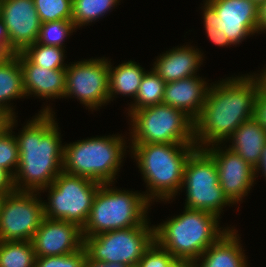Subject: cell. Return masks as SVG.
<instances>
[{"label":"cell","mask_w":266,"mask_h":267,"mask_svg":"<svg viewBox=\"0 0 266 267\" xmlns=\"http://www.w3.org/2000/svg\"><path fill=\"white\" fill-rule=\"evenodd\" d=\"M249 74L210 83L201 112L194 120L197 148L225 144L243 122L254 117L259 82Z\"/></svg>","instance_id":"6da1fadb"},{"label":"cell","mask_w":266,"mask_h":267,"mask_svg":"<svg viewBox=\"0 0 266 267\" xmlns=\"http://www.w3.org/2000/svg\"><path fill=\"white\" fill-rule=\"evenodd\" d=\"M50 107H42L19 135H14L19 150V164L13 177L17 191L39 192L62 172L64 145Z\"/></svg>","instance_id":"7a4b0ae2"},{"label":"cell","mask_w":266,"mask_h":267,"mask_svg":"<svg viewBox=\"0 0 266 267\" xmlns=\"http://www.w3.org/2000/svg\"><path fill=\"white\" fill-rule=\"evenodd\" d=\"M129 146L128 152L136 160L148 187V191L142 192L144 196L151 203L154 200L166 203L175 199L177 193L182 192L185 163L197 148L196 144L148 143Z\"/></svg>","instance_id":"3957f363"},{"label":"cell","mask_w":266,"mask_h":267,"mask_svg":"<svg viewBox=\"0 0 266 267\" xmlns=\"http://www.w3.org/2000/svg\"><path fill=\"white\" fill-rule=\"evenodd\" d=\"M183 210V214L154 225V238L174 258L194 262L230 227L221 228L220 218L212 213L186 207Z\"/></svg>","instance_id":"277c9868"},{"label":"cell","mask_w":266,"mask_h":267,"mask_svg":"<svg viewBox=\"0 0 266 267\" xmlns=\"http://www.w3.org/2000/svg\"><path fill=\"white\" fill-rule=\"evenodd\" d=\"M127 146L121 135H108L77 140L64 145L62 171L83 176L99 183H112L117 179Z\"/></svg>","instance_id":"5b68a950"},{"label":"cell","mask_w":266,"mask_h":267,"mask_svg":"<svg viewBox=\"0 0 266 267\" xmlns=\"http://www.w3.org/2000/svg\"><path fill=\"white\" fill-rule=\"evenodd\" d=\"M110 186L112 183H101L82 228L83 236L150 225L147 215L151 202L143 193Z\"/></svg>","instance_id":"8992f818"},{"label":"cell","mask_w":266,"mask_h":267,"mask_svg":"<svg viewBox=\"0 0 266 267\" xmlns=\"http://www.w3.org/2000/svg\"><path fill=\"white\" fill-rule=\"evenodd\" d=\"M128 116L132 128L129 144H195L194 120L172 106L160 103Z\"/></svg>","instance_id":"52a82bcc"},{"label":"cell","mask_w":266,"mask_h":267,"mask_svg":"<svg viewBox=\"0 0 266 267\" xmlns=\"http://www.w3.org/2000/svg\"><path fill=\"white\" fill-rule=\"evenodd\" d=\"M100 185L90 178L62 171L49 186L40 191L48 190L49 193L48 202L43 201L44 216L74 223L82 229Z\"/></svg>","instance_id":"ba28073f"},{"label":"cell","mask_w":266,"mask_h":267,"mask_svg":"<svg viewBox=\"0 0 266 267\" xmlns=\"http://www.w3.org/2000/svg\"><path fill=\"white\" fill-rule=\"evenodd\" d=\"M183 188L186 208L209 212L221 219L223 208L233 205L219 185L214 159L204 149L196 148L187 158Z\"/></svg>","instance_id":"9c48e42d"},{"label":"cell","mask_w":266,"mask_h":267,"mask_svg":"<svg viewBox=\"0 0 266 267\" xmlns=\"http://www.w3.org/2000/svg\"><path fill=\"white\" fill-rule=\"evenodd\" d=\"M83 238L84 248L92 260L136 267L155 241L154 225L133 226Z\"/></svg>","instance_id":"30bf717a"},{"label":"cell","mask_w":266,"mask_h":267,"mask_svg":"<svg viewBox=\"0 0 266 267\" xmlns=\"http://www.w3.org/2000/svg\"><path fill=\"white\" fill-rule=\"evenodd\" d=\"M99 58L69 63L66 68L63 98L76 97L92 112L109 103V59Z\"/></svg>","instance_id":"8fae6325"},{"label":"cell","mask_w":266,"mask_h":267,"mask_svg":"<svg viewBox=\"0 0 266 267\" xmlns=\"http://www.w3.org/2000/svg\"><path fill=\"white\" fill-rule=\"evenodd\" d=\"M40 192L9 193L0 211V241H31L44 219ZM39 196V197H38Z\"/></svg>","instance_id":"7c38bea8"},{"label":"cell","mask_w":266,"mask_h":267,"mask_svg":"<svg viewBox=\"0 0 266 267\" xmlns=\"http://www.w3.org/2000/svg\"><path fill=\"white\" fill-rule=\"evenodd\" d=\"M202 6L204 27L224 31L235 45L258 34V8L251 0H205Z\"/></svg>","instance_id":"4fadbf2b"},{"label":"cell","mask_w":266,"mask_h":267,"mask_svg":"<svg viewBox=\"0 0 266 267\" xmlns=\"http://www.w3.org/2000/svg\"><path fill=\"white\" fill-rule=\"evenodd\" d=\"M221 146L222 144H214L204 150L215 161L219 185L223 193L233 205H236L243 202L242 200L250 193L253 184H256V169L227 145L223 144L224 148Z\"/></svg>","instance_id":"5bb4252c"},{"label":"cell","mask_w":266,"mask_h":267,"mask_svg":"<svg viewBox=\"0 0 266 267\" xmlns=\"http://www.w3.org/2000/svg\"><path fill=\"white\" fill-rule=\"evenodd\" d=\"M0 17L9 36V52H22L37 41L41 21L33 0H0Z\"/></svg>","instance_id":"9a60e30c"},{"label":"cell","mask_w":266,"mask_h":267,"mask_svg":"<svg viewBox=\"0 0 266 267\" xmlns=\"http://www.w3.org/2000/svg\"><path fill=\"white\" fill-rule=\"evenodd\" d=\"M36 257L62 256L84 246L82 229L65 220L44 217L31 240Z\"/></svg>","instance_id":"2e32d148"},{"label":"cell","mask_w":266,"mask_h":267,"mask_svg":"<svg viewBox=\"0 0 266 267\" xmlns=\"http://www.w3.org/2000/svg\"><path fill=\"white\" fill-rule=\"evenodd\" d=\"M18 59L23 73V87L26 97L33 95L44 99L64 97L66 68L48 69L33 64L22 52Z\"/></svg>","instance_id":"e0dca14e"},{"label":"cell","mask_w":266,"mask_h":267,"mask_svg":"<svg viewBox=\"0 0 266 267\" xmlns=\"http://www.w3.org/2000/svg\"><path fill=\"white\" fill-rule=\"evenodd\" d=\"M209 88L205 78L198 75L168 82L165 84L162 103L185 112L195 120L201 112Z\"/></svg>","instance_id":"ac0fdd59"},{"label":"cell","mask_w":266,"mask_h":267,"mask_svg":"<svg viewBox=\"0 0 266 267\" xmlns=\"http://www.w3.org/2000/svg\"><path fill=\"white\" fill-rule=\"evenodd\" d=\"M190 45V46H189ZM173 47L156 57L152 69L166 82L195 76L203 64V52L191 44Z\"/></svg>","instance_id":"d6986e66"},{"label":"cell","mask_w":266,"mask_h":267,"mask_svg":"<svg viewBox=\"0 0 266 267\" xmlns=\"http://www.w3.org/2000/svg\"><path fill=\"white\" fill-rule=\"evenodd\" d=\"M237 233L235 228H229L193 263L197 267H249Z\"/></svg>","instance_id":"ffe728a7"},{"label":"cell","mask_w":266,"mask_h":267,"mask_svg":"<svg viewBox=\"0 0 266 267\" xmlns=\"http://www.w3.org/2000/svg\"><path fill=\"white\" fill-rule=\"evenodd\" d=\"M230 140L232 144L228 148L257 169L266 144V129L261 123L255 117L243 122L227 142Z\"/></svg>","instance_id":"44dd1931"},{"label":"cell","mask_w":266,"mask_h":267,"mask_svg":"<svg viewBox=\"0 0 266 267\" xmlns=\"http://www.w3.org/2000/svg\"><path fill=\"white\" fill-rule=\"evenodd\" d=\"M26 97L23 87V73L18 59V53L9 54L0 60V112L11 118L17 117L12 100Z\"/></svg>","instance_id":"7402d4cb"},{"label":"cell","mask_w":266,"mask_h":267,"mask_svg":"<svg viewBox=\"0 0 266 267\" xmlns=\"http://www.w3.org/2000/svg\"><path fill=\"white\" fill-rule=\"evenodd\" d=\"M112 65L109 60V102L116 95L130 96L134 100L146 71L139 63L131 60L116 67Z\"/></svg>","instance_id":"603a6c76"},{"label":"cell","mask_w":266,"mask_h":267,"mask_svg":"<svg viewBox=\"0 0 266 267\" xmlns=\"http://www.w3.org/2000/svg\"><path fill=\"white\" fill-rule=\"evenodd\" d=\"M166 82L153 70H146L138 93L127 109L128 115L141 108L162 103Z\"/></svg>","instance_id":"cb8c5ba5"},{"label":"cell","mask_w":266,"mask_h":267,"mask_svg":"<svg viewBox=\"0 0 266 267\" xmlns=\"http://www.w3.org/2000/svg\"><path fill=\"white\" fill-rule=\"evenodd\" d=\"M121 0H72V21L78 28L102 18Z\"/></svg>","instance_id":"d4e9b609"},{"label":"cell","mask_w":266,"mask_h":267,"mask_svg":"<svg viewBox=\"0 0 266 267\" xmlns=\"http://www.w3.org/2000/svg\"><path fill=\"white\" fill-rule=\"evenodd\" d=\"M32 241H0V267H34Z\"/></svg>","instance_id":"484cf974"},{"label":"cell","mask_w":266,"mask_h":267,"mask_svg":"<svg viewBox=\"0 0 266 267\" xmlns=\"http://www.w3.org/2000/svg\"><path fill=\"white\" fill-rule=\"evenodd\" d=\"M65 49L57 46L34 43L26 47L22 53L33 63L48 69L67 68Z\"/></svg>","instance_id":"4316f807"},{"label":"cell","mask_w":266,"mask_h":267,"mask_svg":"<svg viewBox=\"0 0 266 267\" xmlns=\"http://www.w3.org/2000/svg\"><path fill=\"white\" fill-rule=\"evenodd\" d=\"M16 117L10 118L8 127L0 133V167L12 177L15 176L19 164L18 142L13 135Z\"/></svg>","instance_id":"83f0119b"},{"label":"cell","mask_w":266,"mask_h":267,"mask_svg":"<svg viewBox=\"0 0 266 267\" xmlns=\"http://www.w3.org/2000/svg\"><path fill=\"white\" fill-rule=\"evenodd\" d=\"M77 27L72 20H58L41 23L36 43L64 48L65 39L76 32ZM64 45V46H63Z\"/></svg>","instance_id":"f1b7e54d"},{"label":"cell","mask_w":266,"mask_h":267,"mask_svg":"<svg viewBox=\"0 0 266 267\" xmlns=\"http://www.w3.org/2000/svg\"><path fill=\"white\" fill-rule=\"evenodd\" d=\"M41 23L72 20V0H33Z\"/></svg>","instance_id":"f546056e"},{"label":"cell","mask_w":266,"mask_h":267,"mask_svg":"<svg viewBox=\"0 0 266 267\" xmlns=\"http://www.w3.org/2000/svg\"><path fill=\"white\" fill-rule=\"evenodd\" d=\"M188 263L185 260L174 258L154 241L136 267H185Z\"/></svg>","instance_id":"4dcf8cb0"},{"label":"cell","mask_w":266,"mask_h":267,"mask_svg":"<svg viewBox=\"0 0 266 267\" xmlns=\"http://www.w3.org/2000/svg\"><path fill=\"white\" fill-rule=\"evenodd\" d=\"M87 252L84 246L71 254L36 257L34 267H84Z\"/></svg>","instance_id":"1f68e13d"},{"label":"cell","mask_w":266,"mask_h":267,"mask_svg":"<svg viewBox=\"0 0 266 267\" xmlns=\"http://www.w3.org/2000/svg\"><path fill=\"white\" fill-rule=\"evenodd\" d=\"M254 117L266 129V94L260 88L256 97Z\"/></svg>","instance_id":"d6a6232c"},{"label":"cell","mask_w":266,"mask_h":267,"mask_svg":"<svg viewBox=\"0 0 266 267\" xmlns=\"http://www.w3.org/2000/svg\"><path fill=\"white\" fill-rule=\"evenodd\" d=\"M206 31V36L210 41L219 46V47H228L230 48L233 45L229 40L224 31H219L217 28L204 27Z\"/></svg>","instance_id":"836d02e7"},{"label":"cell","mask_w":266,"mask_h":267,"mask_svg":"<svg viewBox=\"0 0 266 267\" xmlns=\"http://www.w3.org/2000/svg\"><path fill=\"white\" fill-rule=\"evenodd\" d=\"M9 54V36L6 26L0 17V60L5 59Z\"/></svg>","instance_id":"e575fe53"},{"label":"cell","mask_w":266,"mask_h":267,"mask_svg":"<svg viewBox=\"0 0 266 267\" xmlns=\"http://www.w3.org/2000/svg\"><path fill=\"white\" fill-rule=\"evenodd\" d=\"M14 190L13 177L0 167V191L13 192Z\"/></svg>","instance_id":"d590c367"},{"label":"cell","mask_w":266,"mask_h":267,"mask_svg":"<svg viewBox=\"0 0 266 267\" xmlns=\"http://www.w3.org/2000/svg\"><path fill=\"white\" fill-rule=\"evenodd\" d=\"M84 267H129L126 264H121V263H107V262H103V261H95L92 260L88 255H87V259L86 262L84 264Z\"/></svg>","instance_id":"8d00e7d4"},{"label":"cell","mask_w":266,"mask_h":267,"mask_svg":"<svg viewBox=\"0 0 266 267\" xmlns=\"http://www.w3.org/2000/svg\"><path fill=\"white\" fill-rule=\"evenodd\" d=\"M266 33V0L258 8V33Z\"/></svg>","instance_id":"74e56055"},{"label":"cell","mask_w":266,"mask_h":267,"mask_svg":"<svg viewBox=\"0 0 266 267\" xmlns=\"http://www.w3.org/2000/svg\"><path fill=\"white\" fill-rule=\"evenodd\" d=\"M252 75L258 80L259 88L266 94V67L260 71V74L253 73Z\"/></svg>","instance_id":"f35d334b"},{"label":"cell","mask_w":266,"mask_h":267,"mask_svg":"<svg viewBox=\"0 0 266 267\" xmlns=\"http://www.w3.org/2000/svg\"><path fill=\"white\" fill-rule=\"evenodd\" d=\"M262 172L263 176L266 177V144L264 146L263 152H262V158L260 161V165L256 169V177H258V174ZM266 179V178H265Z\"/></svg>","instance_id":"ab89813d"},{"label":"cell","mask_w":266,"mask_h":267,"mask_svg":"<svg viewBox=\"0 0 266 267\" xmlns=\"http://www.w3.org/2000/svg\"><path fill=\"white\" fill-rule=\"evenodd\" d=\"M10 116L4 112H0V133H2L7 127L10 120Z\"/></svg>","instance_id":"60d3db41"},{"label":"cell","mask_w":266,"mask_h":267,"mask_svg":"<svg viewBox=\"0 0 266 267\" xmlns=\"http://www.w3.org/2000/svg\"><path fill=\"white\" fill-rule=\"evenodd\" d=\"M9 193H12V192H1L0 191V211L2 209V205L4 203L5 198Z\"/></svg>","instance_id":"b9f144b4"},{"label":"cell","mask_w":266,"mask_h":267,"mask_svg":"<svg viewBox=\"0 0 266 267\" xmlns=\"http://www.w3.org/2000/svg\"><path fill=\"white\" fill-rule=\"evenodd\" d=\"M253 3H255L257 6H260L265 0H251Z\"/></svg>","instance_id":"7bdbcfd3"},{"label":"cell","mask_w":266,"mask_h":267,"mask_svg":"<svg viewBox=\"0 0 266 267\" xmlns=\"http://www.w3.org/2000/svg\"><path fill=\"white\" fill-rule=\"evenodd\" d=\"M185 267H197L193 262H189Z\"/></svg>","instance_id":"ee69618b"}]
</instances>
